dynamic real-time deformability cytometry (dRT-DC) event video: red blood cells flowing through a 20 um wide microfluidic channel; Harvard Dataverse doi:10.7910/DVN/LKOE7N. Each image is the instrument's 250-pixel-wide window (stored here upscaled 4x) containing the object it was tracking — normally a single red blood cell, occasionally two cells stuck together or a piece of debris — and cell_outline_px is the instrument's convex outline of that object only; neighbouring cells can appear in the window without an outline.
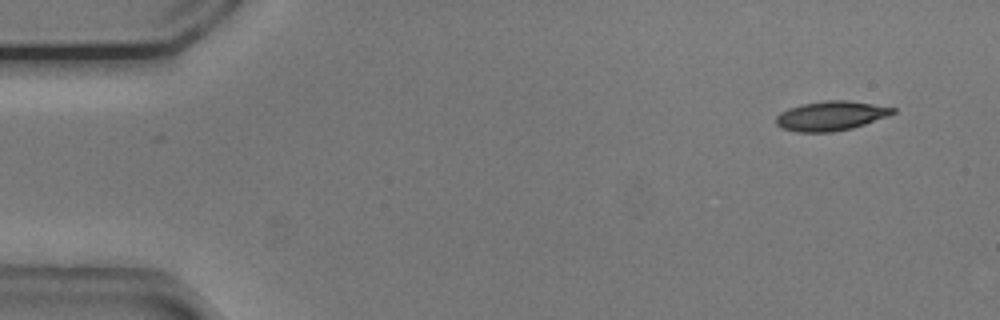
{"species": "common noctule bat (a hibernating species)", "species_latin": "Nyctalus noctula", "temperature_condition": "cold", "stored_images_in_passage": 2, "camera_frame_rate_fps": 3000, "um_per_image_px": 0.085, "animal": {"sex": "male", "body_mass_g": 20.5, "forearm_length_mm": 52.5}, "frame": {"image": 1, "passage_image": 1, "time_ms": 0.0, "image_size_px": [1000, 320], "cell_outline_px": [[896, 112], [888, 116], [852, 128], [832, 132], [796, 132], [780, 128], [776, 124], [776, 116], [780, 112], [788, 108], [804, 104], [824, 100], [848, 100], [896, 108]], "centroid_in_image_um": [70.6, 9.85], "position_along_channel_um": 14.4, "area_um2": 20.06}}